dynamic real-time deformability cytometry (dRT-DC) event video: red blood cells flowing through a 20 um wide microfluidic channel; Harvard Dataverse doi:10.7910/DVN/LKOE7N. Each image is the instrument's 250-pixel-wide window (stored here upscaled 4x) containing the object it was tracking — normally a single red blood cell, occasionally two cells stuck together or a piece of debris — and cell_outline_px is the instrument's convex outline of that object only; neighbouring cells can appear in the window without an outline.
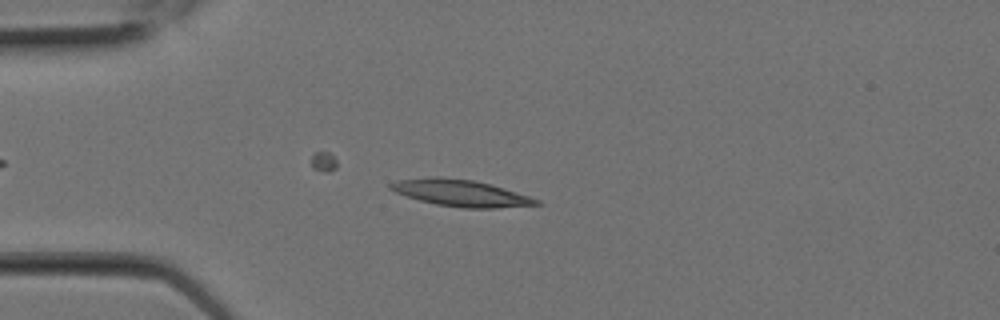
{"species": "Egyptian fruit bat (a non-hibernating species)", "species_latin": "Rousettus aegyptiacus", "temperature_condition": "room temperature", "stored_images_in_passage": 6, "camera_frame_rate_fps": 3000, "um_per_image_px": 0.085, "animal": {"sex": "female"}, "frame": {"image": 1, "passage_image": 4, "time_ms": 1.0, "image_size_px": [1000, 320], "cell_outline_px": [[544, 204], [496, 208], [464, 208], [436, 204], [420, 200], [396, 192], [388, 188], [388, 184], [400, 180], [436, 176], [440, 176], [472, 180], [488, 184], [528, 196], [540, 200]], "centroid_in_image_um": [39.16, 16.41], "position_along_channel_um": 45.8, "area_um2": 22.25}}
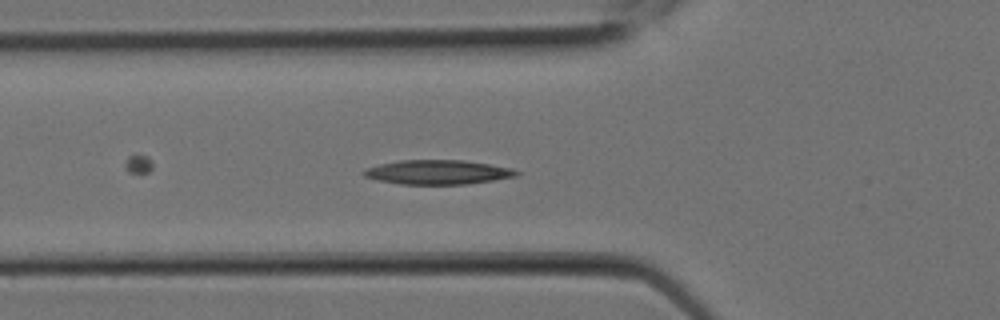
{"frame": {"image": 2, "passage_image": 6, "time_ms": 1.667, "image_size_px": [1000, 320], "cell_outline_px": [[520, 172], [516, 176], [468, 184], [400, 184], [376, 180], [364, 176], [360, 172], [364, 168], [380, 164], [400, 160], [464, 160], [512, 168]], "centroid_in_image_um": [37.15, 14.63], "position_along_channel_um": 88.6, "area_um2": 21.68}}